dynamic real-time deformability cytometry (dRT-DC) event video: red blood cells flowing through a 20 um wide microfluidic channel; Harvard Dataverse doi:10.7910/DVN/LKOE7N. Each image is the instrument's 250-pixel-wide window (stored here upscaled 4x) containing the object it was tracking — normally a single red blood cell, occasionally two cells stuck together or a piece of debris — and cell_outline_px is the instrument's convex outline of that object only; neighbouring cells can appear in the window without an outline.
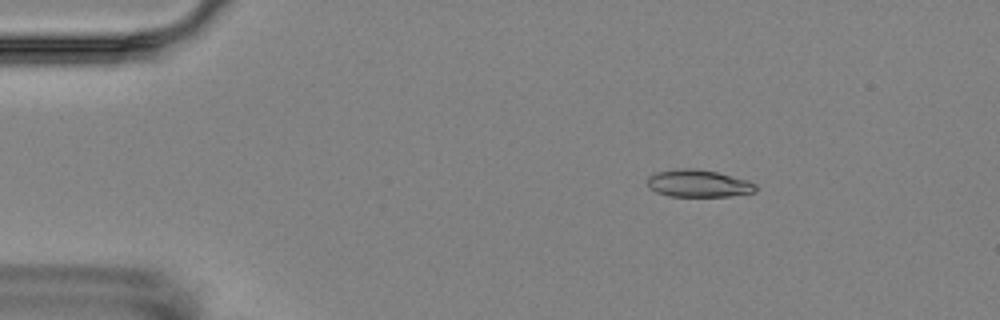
{"species": "Egyptian fruit bat (a non-hibernating species)", "species_latin": "Rousettus aegyptiacus", "temperature_condition": "room temperature", "stored_images_in_passage": 7, "camera_frame_rate_fps": 3000, "um_per_image_px": 0.085, "animal": {"sex": "female"}, "frame": {"image": 1, "passage_image": 3, "time_ms": 2.333, "image_size_px": [1000, 320], "cell_outline_px": [[756, 192], [732, 196], [668, 196], [656, 192], [648, 188], [648, 176], [656, 172], [680, 168], [692, 168], [716, 172], [748, 180], [756, 184]], "centroid_in_image_um": [59.36, 15.6], "position_along_channel_um": 25.6, "area_um2": 17.28}}
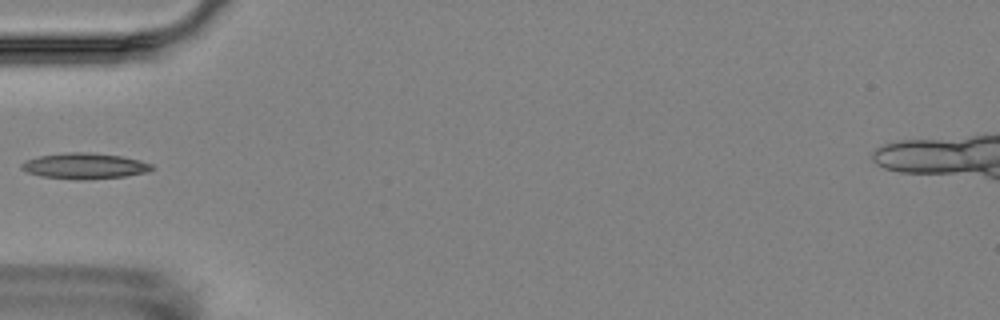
{"frame": {"image": 2, "passage_image": 6, "time_ms": 5.667, "image_size_px": [1000, 320], "cell_outline_px": [[152, 168], [148, 172], [124, 176], [80, 180], [40, 176], [28, 172], [20, 168], [20, 164], [24, 160], [40, 156], [68, 152], [88, 152], [120, 156], [140, 160], [152, 164]], "centroid_in_image_um": [7.16, 14.1], "position_along_channel_um": 77.8, "area_um2": 19.48}}
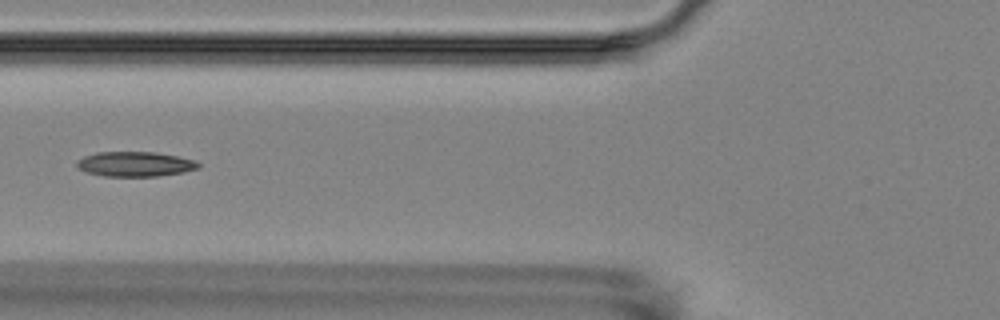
{"frame": {"image": 3, "passage_image": 7, "time_ms": 6.667, "image_size_px": [1000, 320], "cell_outline_px": [[200, 168], [184, 172], [156, 176], [104, 176], [84, 172], [76, 164], [76, 160], [84, 156], [96, 152], [156, 152], [196, 160], [200, 164]], "centroid_in_image_um": [11.48, 13.94], "position_along_channel_um": 114.3, "area_um2": 17.69}}